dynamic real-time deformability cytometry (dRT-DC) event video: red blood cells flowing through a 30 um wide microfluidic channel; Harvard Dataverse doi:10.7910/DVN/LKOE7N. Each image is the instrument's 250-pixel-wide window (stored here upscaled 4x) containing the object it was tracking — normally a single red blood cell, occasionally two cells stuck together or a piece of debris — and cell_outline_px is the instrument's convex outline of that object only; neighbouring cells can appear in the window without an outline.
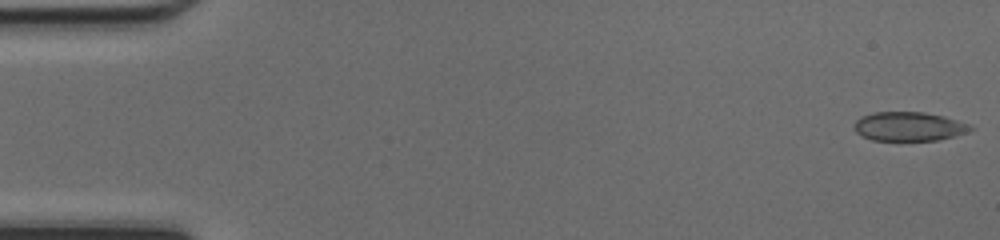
{"species": "common noctule bat (a hibernating species)", "species_latin": "Nyctalus noctula", "temperature_condition": "cold", "stored_images_in_passage": 46, "camera_frame_rate_fps": 3000, "um_per_image_px": 0.085, "animal": {"sex": "female", "body_mass_g": 17.0, "forearm_length_mm": 48.0}, "frame": {"image": 1, "passage_image": 1, "time_ms": 0.0, "image_size_px": [1000, 240], "cell_outline_px": [[972, 128], [968, 132], [956, 136], [940, 140], [872, 140], [856, 132], [852, 128], [856, 120], [872, 112], [924, 112], [944, 116], [968, 124]], "centroid_in_image_um": [77.25, 10.75], "position_along_channel_um": 7.8, "area_um2": 19.59}}
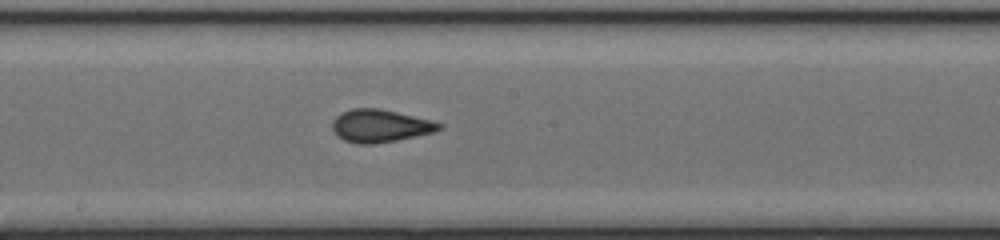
{"frame": {"image": 2, "passage_image": 26, "time_ms": 8.333, "image_size_px": [1000, 240], "cell_outline_px": [[444, 128], [436, 132], [396, 140], [372, 144], [356, 144], [344, 140], [336, 136], [332, 128], [332, 120], [340, 112], [352, 108], [380, 108], [432, 120], [444, 124]], "centroid_in_image_um": [32.32, 10.69], "position_along_channel_um": 215.9, "area_um2": 20.69}}
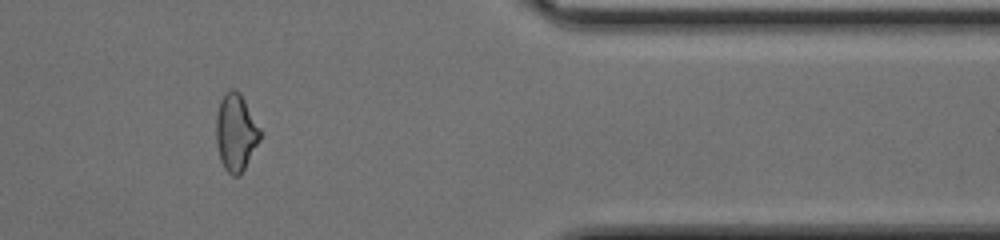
{"frame": {"image": 3, "passage_image": 40, "time_ms": 13.0, "image_size_px": [1000, 240], "cell_outline_px": [[264, 132], [260, 140], [240, 176], [232, 176], [224, 168], [220, 160], [216, 144], [216, 116], [220, 100], [224, 92], [232, 88], [240, 92]], "centroid_in_image_um": [20.06, 11.24], "position_along_channel_um": 391.3, "area_um2": 20.29}}